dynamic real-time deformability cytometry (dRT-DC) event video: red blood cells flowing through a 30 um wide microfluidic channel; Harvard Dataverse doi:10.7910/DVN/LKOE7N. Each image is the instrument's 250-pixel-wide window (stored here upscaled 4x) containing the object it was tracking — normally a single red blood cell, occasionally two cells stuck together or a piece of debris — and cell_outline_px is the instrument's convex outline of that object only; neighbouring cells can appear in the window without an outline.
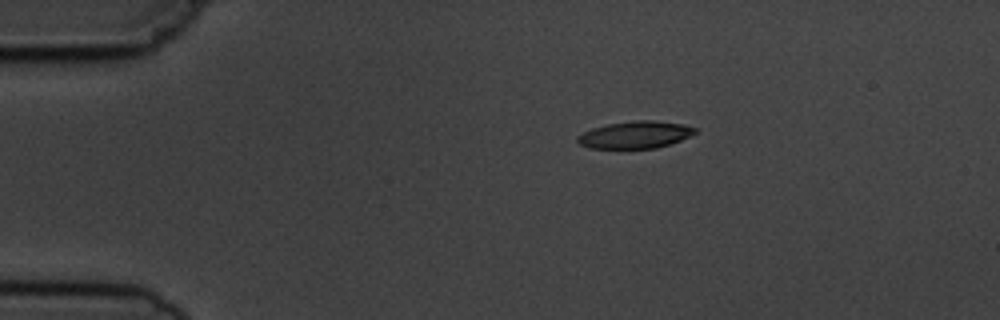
{"species": "common noctule bat (a hibernating species)", "species_latin": "Nyctalus noctula", "temperature_condition": "cold", "stored_images_in_passage": 4, "camera_frame_rate_fps": 3000, "um_per_image_px": 0.085, "animal": {"sex": "male", "body_mass_g": 19.5, "forearm_length_mm": 54.6}, "frame": {"image": 1, "passage_image": 1, "time_ms": 0.0, "image_size_px": [1000, 320], "cell_outline_px": [[696, 132], [680, 140], [656, 148], [588, 148], [580, 144], [576, 140], [576, 136], [592, 128], [608, 124], [636, 120], [652, 120], [684, 124], [696, 128]], "centroid_in_image_um": [53.96, 11.45], "position_along_channel_um": 31.0, "area_um2": 18.44}}
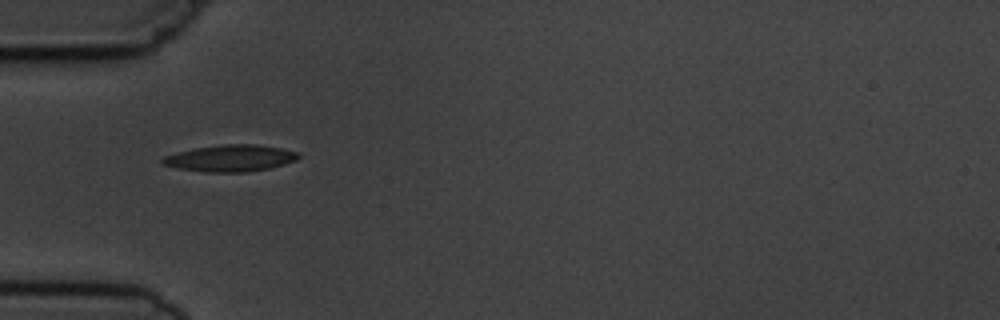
{"frame": {"image": 2, "passage_image": 3, "time_ms": 2.333, "image_size_px": [1000, 320], "cell_outline_px": [[300, 156], [296, 160], [284, 164], [268, 168], [244, 172], [204, 172], [176, 168], [164, 164], [160, 160], [164, 156], [176, 152], [196, 148], [224, 144], [256, 144], [280, 148], [300, 152]], "centroid_in_image_um": [19.58, 13.44], "position_along_channel_um": 65.4, "area_um2": 21.04}}
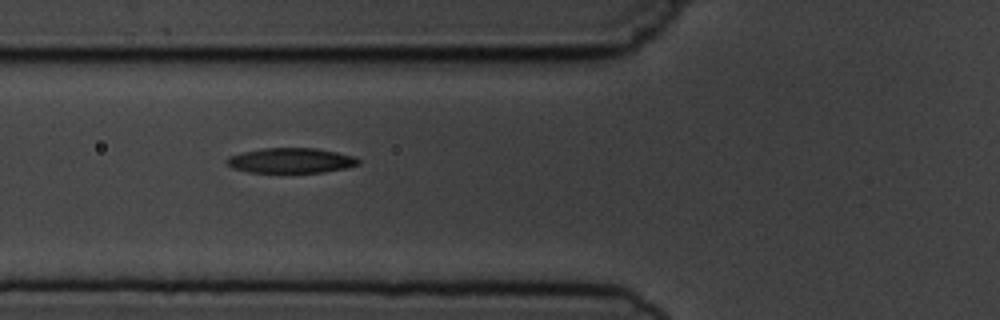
{"frame": {"image": 3, "passage_image": 4, "time_ms": 3.333, "image_size_px": [1000, 320], "cell_outline_px": [[360, 164], [348, 168], [324, 172], [248, 172], [232, 168], [224, 160], [228, 156], [244, 152], [264, 148], [316, 148], [336, 152], [352, 156], [360, 160]], "centroid_in_image_um": [24.73, 13.65], "position_along_channel_um": 101.1, "area_um2": 19.19}}